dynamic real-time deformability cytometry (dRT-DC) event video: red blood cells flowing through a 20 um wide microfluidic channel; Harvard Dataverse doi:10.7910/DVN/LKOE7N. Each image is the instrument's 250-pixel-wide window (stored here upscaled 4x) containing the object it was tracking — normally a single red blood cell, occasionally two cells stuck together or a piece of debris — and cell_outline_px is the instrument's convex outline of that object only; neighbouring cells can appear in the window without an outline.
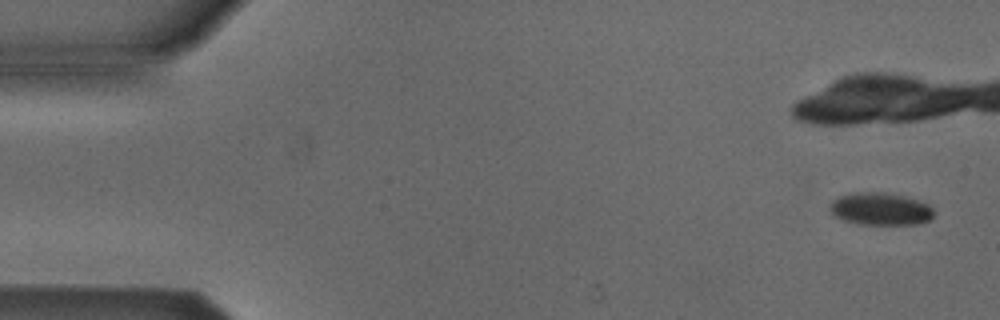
{"species": "Egyptian fruit bat (a non-hibernating species)", "species_latin": "Rousettus aegyptiacus", "temperature_condition": "cold", "stored_images_in_passage": 6, "camera_frame_rate_fps": 3000, "um_per_image_px": 0.085, "animal": {"sex": "male"}, "frame": {"image": 1, "passage_image": 1, "time_ms": 0.0, "image_size_px": [1000, 320], "cell_outline_px": [[932, 216], [928, 220], [916, 224], [864, 224], [844, 220], [836, 216], [832, 212], [832, 200], [840, 196], [856, 192], [884, 192], [904, 196], [928, 204], [932, 208]], "centroid_in_image_um": [74.85, 17.75], "position_along_channel_um": 10.2, "area_um2": 19.19}}